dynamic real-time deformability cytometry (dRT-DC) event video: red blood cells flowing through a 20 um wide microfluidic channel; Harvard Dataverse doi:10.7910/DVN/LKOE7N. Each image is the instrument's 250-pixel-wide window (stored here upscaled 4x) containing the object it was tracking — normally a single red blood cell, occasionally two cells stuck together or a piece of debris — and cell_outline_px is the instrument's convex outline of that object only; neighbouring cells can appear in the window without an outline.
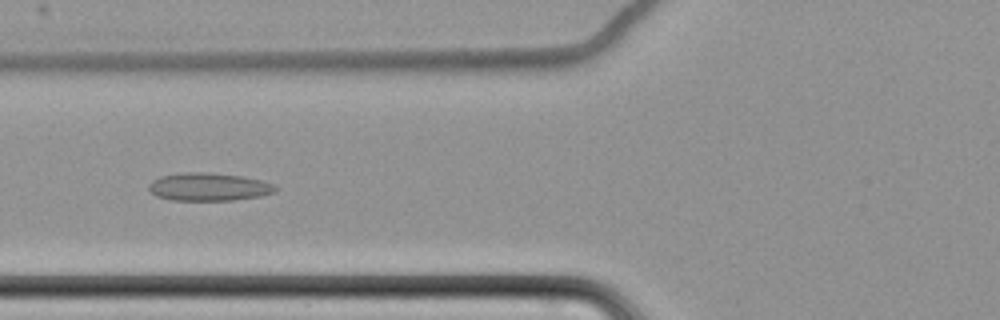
{"species": "common noctule bat (a hibernating species)", "species_latin": "Nyctalus noctula", "temperature_condition": "cold", "stored_images_in_passage": 65, "camera_frame_rate_fps": 3000, "um_per_image_px": 0.085, "animal": {"sex": "female", "body_mass_g": 22.7, "forearm_length_mm": 54.2}, "frame": {"image": 1, "passage_image": 29, "time_ms": 9.333, "image_size_px": [1000, 320], "cell_outline_px": [[276, 192], [260, 196], [232, 200], [172, 200], [156, 196], [148, 192], [148, 184], [152, 180], [160, 176], [184, 172], [204, 172], [240, 176], [260, 180], [276, 184]], "centroid_in_image_um": [17.7, 15.88], "position_along_channel_um": 108.1, "area_um2": 20.69}}
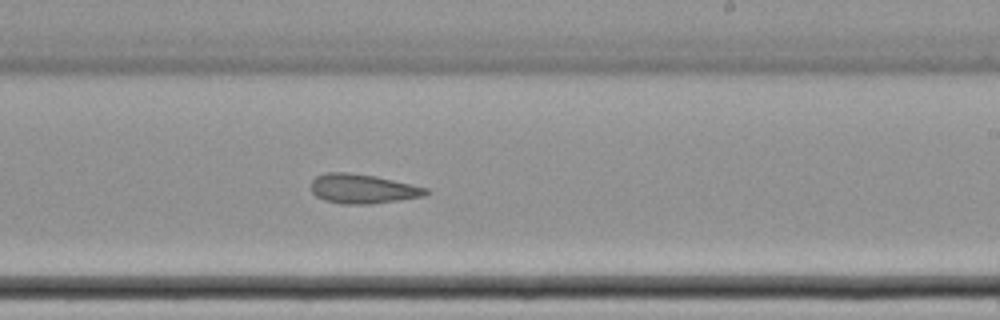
{"frame": {"image": 2, "passage_image": 42, "time_ms": 13.667, "image_size_px": [1000, 320], "cell_outline_px": [[428, 192], [424, 196], [368, 204], [340, 204], [324, 200], [316, 196], [312, 192], [312, 180], [316, 176], [328, 172], [348, 172], [376, 176], [412, 184], [428, 188]], "centroid_in_image_um": [30.81, 16.04], "position_along_channel_um": 258.2, "area_um2": 19.59}}
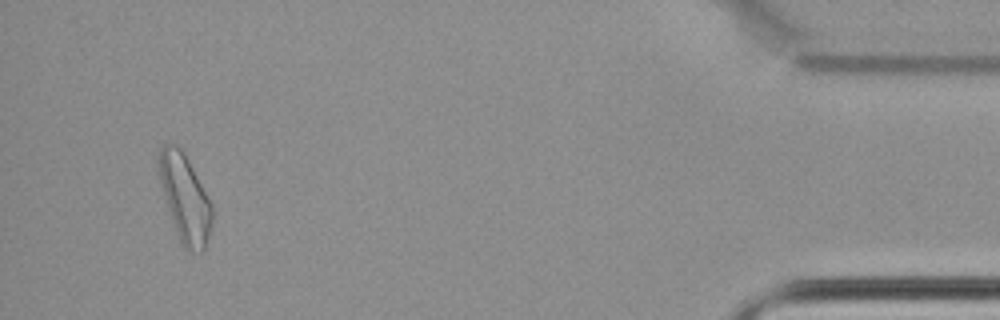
{"frame": {"image": 3, "passage_image": 62, "time_ms": 20.333, "image_size_px": [1000, 320], "cell_outline_px": [[212, 224], [204, 248], [200, 252], [184, 248], [172, 224], [160, 188], [156, 164], [156, 160], [160, 148], [164, 144], [176, 144], [184, 152], [212, 204]], "centroid_in_image_um": [15.66, 16.8], "position_along_channel_um": 419.5, "area_um2": 27.46}}